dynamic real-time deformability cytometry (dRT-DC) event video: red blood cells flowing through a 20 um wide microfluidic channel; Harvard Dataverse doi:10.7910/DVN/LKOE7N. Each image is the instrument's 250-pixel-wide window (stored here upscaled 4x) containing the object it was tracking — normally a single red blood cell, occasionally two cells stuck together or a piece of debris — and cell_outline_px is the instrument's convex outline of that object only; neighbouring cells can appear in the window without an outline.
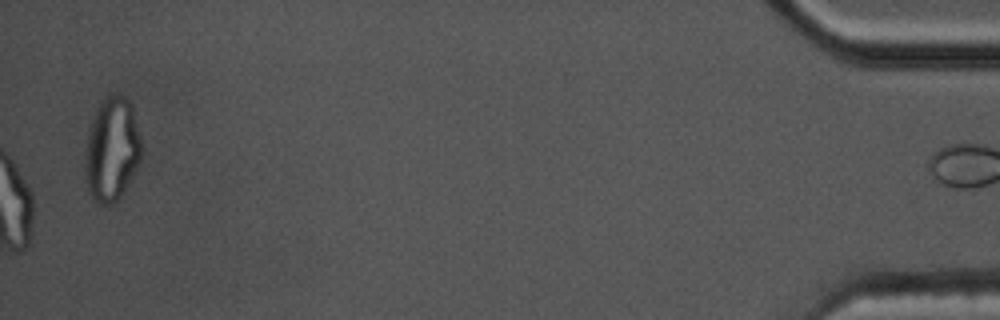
{"species": "common noctule bat (a hibernating species)", "species_latin": "Nyctalus noctula", "temperature_condition": "cold", "stored_images_in_passage": 42, "camera_frame_rate_fps": 3000, "um_per_image_px": 0.085, "animal": {"sex": "male", "body_mass_g": 17.5, "forearm_length_mm": 52.3}, "frame": {"image": 1, "passage_image": 42, "time_ms": 13.667, "image_size_px": [1000, 320], "cell_outline_px": [[140, 164], [120, 196], [116, 200], [108, 204], [96, 204], [88, 192], [84, 172], [88, 132], [96, 112], [100, 104], [108, 96], [128, 96], [132, 104], [140, 136]], "centroid_in_image_um": [9.51, 12.73], "position_along_channel_um": 425.7, "area_um2": 33.76}, "authors_computed_cell_mechanics": {"area_um2": 17.629, "velocity_mm_per_s": 3.4622, "shape_relaxation_time_tau1_ms": null, "shape_relaxation_time_tau2_ms": 2.0866, "deformation_change_tau1": null, "deformation_change_tau2": 0.0631}}